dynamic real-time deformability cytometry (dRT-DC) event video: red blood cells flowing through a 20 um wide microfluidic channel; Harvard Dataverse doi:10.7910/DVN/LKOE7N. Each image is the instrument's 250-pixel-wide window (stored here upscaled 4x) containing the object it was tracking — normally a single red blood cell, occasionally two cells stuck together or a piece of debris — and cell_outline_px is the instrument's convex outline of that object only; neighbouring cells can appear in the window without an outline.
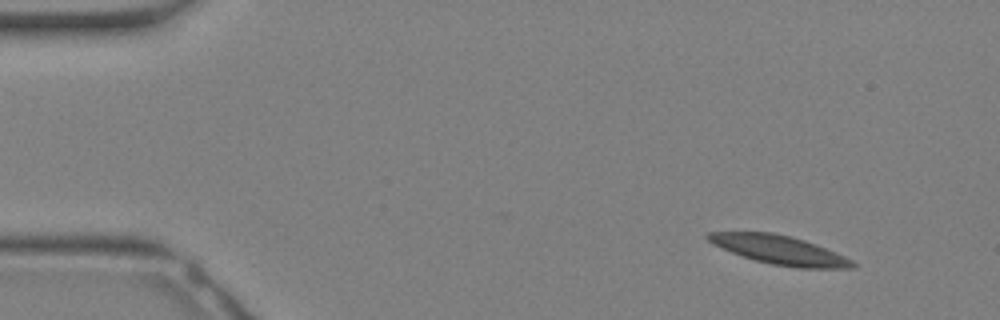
{"species": "Egyptian fruit bat (a non-hibernating species)", "species_latin": "Rousettus aegyptiacus", "temperature_condition": "warm", "stored_images_in_passage": 18, "camera_frame_rate_fps": 3000, "um_per_image_px": 0.085, "animal": {"sex": "female"}, "frame": {"image": 1, "passage_image": 3, "time_ms": 0.667, "image_size_px": [1000, 320], "cell_outline_px": [[856, 268], [796, 268], [772, 264], [756, 260], [732, 252], [712, 244], [704, 236], [708, 232], [772, 232], [792, 236], [816, 244], [844, 256], [852, 260], [856, 264]], "centroid_in_image_um": [66.26, 21.24], "position_along_channel_um": 18.7, "area_um2": 24.16}}
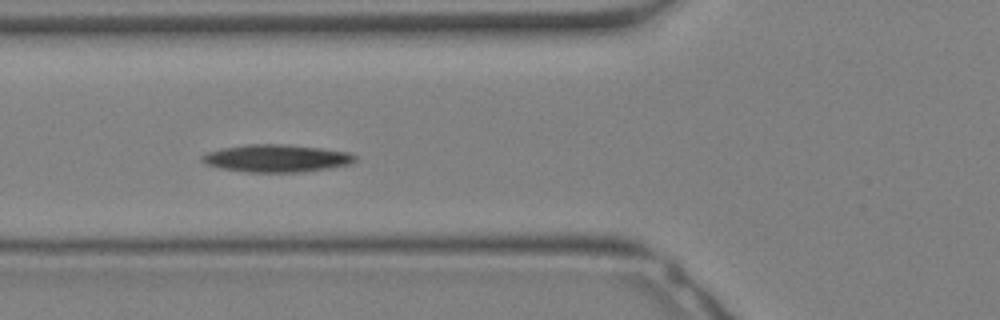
{"frame": {"image": 2, "passage_image": 12, "time_ms": 3.667, "image_size_px": [1000, 320], "cell_outline_px": [[356, 160], [352, 164], [328, 168], [300, 172], [248, 172], [220, 168], [204, 164], [200, 160], [200, 156], [208, 152], [220, 148], [248, 144], [288, 144], [320, 148], [348, 152], [356, 156]], "centroid_in_image_um": [23.47, 13.45], "position_along_channel_um": 102.3, "area_um2": 24.68}}
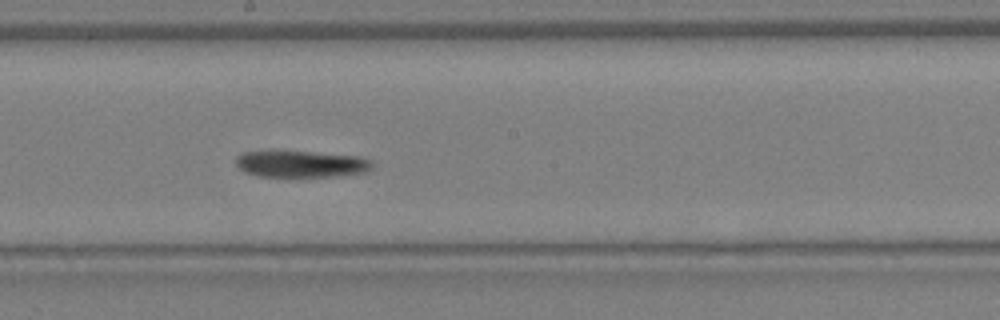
{"frame": {"image": 3, "passage_image": 18, "time_ms": 5.667, "image_size_px": [1000, 320], "cell_outline_px": [[372, 168], [368, 172], [336, 176], [260, 176], [244, 172], [236, 164], [236, 156], [244, 152], [308, 152], [360, 156], [372, 160]], "centroid_in_image_um": [25.65, 13.95], "position_along_channel_um": 222.6, "area_um2": 20.87}}